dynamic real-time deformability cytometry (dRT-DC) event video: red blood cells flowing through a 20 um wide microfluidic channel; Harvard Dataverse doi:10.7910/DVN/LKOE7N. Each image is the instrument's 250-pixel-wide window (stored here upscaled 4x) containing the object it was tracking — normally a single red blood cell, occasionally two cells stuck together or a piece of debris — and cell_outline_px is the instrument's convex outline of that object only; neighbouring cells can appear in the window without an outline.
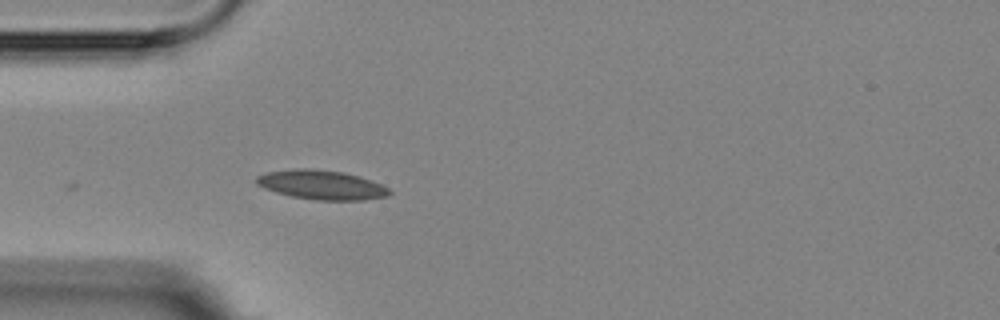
{"species": "Egyptian fruit bat (a non-hibernating species)", "species_latin": "Rousettus aegyptiacus", "temperature_condition": "room temperature", "stored_images_in_passage": 4, "camera_frame_rate_fps": 3000, "um_per_image_px": 0.085, "animal": {"sex": "female"}, "frame": {"image": 1, "passage_image": 4, "time_ms": 3.333, "image_size_px": [1000, 320], "cell_outline_px": [[392, 192], [388, 196], [364, 200], [316, 200], [292, 196], [276, 192], [264, 188], [256, 184], [256, 176], [268, 172], [296, 168], [308, 168], [344, 172], [360, 176], [380, 184], [388, 188]], "centroid_in_image_um": [27.34, 15.71], "position_along_channel_um": 57.7, "area_um2": 22.66}}